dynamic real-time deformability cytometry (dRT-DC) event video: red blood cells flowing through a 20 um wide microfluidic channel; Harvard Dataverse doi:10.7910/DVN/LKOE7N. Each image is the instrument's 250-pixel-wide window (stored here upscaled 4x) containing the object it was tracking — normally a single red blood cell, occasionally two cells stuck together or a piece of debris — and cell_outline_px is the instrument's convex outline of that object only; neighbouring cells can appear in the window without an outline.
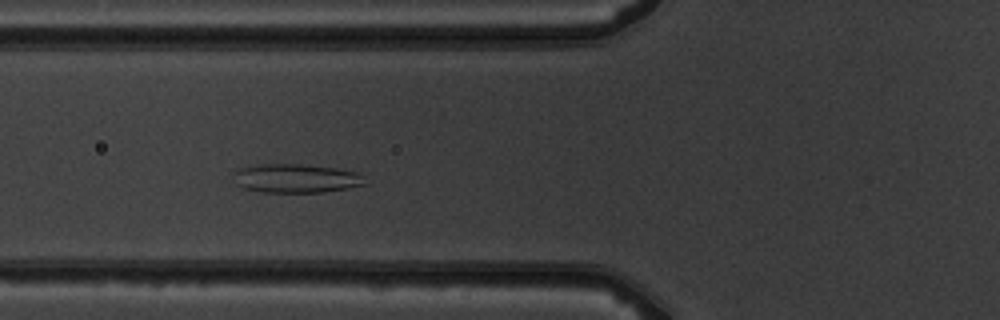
{"species": "common noctule bat (a hibernating species)", "species_latin": "Nyctalus noctula", "temperature_condition": "warm", "stored_images_in_passage": 5, "camera_frame_rate_fps": 3000, "um_per_image_px": 0.085, "animal": {"sex": "male", "body_mass_g": 19.5, "forearm_length_mm": 54.6}, "frame": {"image": 1, "passage_image": 4, "time_ms": 3.333, "image_size_px": [1000, 320], "cell_outline_px": [[368, 184], [348, 188], [324, 192], [260, 192], [244, 188], [236, 184], [232, 172], [240, 168], [256, 164], [300, 164], [336, 168], [360, 172]], "centroid_in_image_um": [25.17, 15.16], "position_along_channel_um": 100.6, "area_um2": 22.37}}